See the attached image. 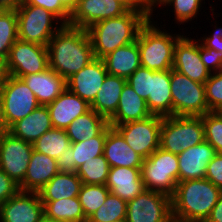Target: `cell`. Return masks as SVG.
Segmentation results:
<instances>
[{"mask_svg": "<svg viewBox=\"0 0 222 222\" xmlns=\"http://www.w3.org/2000/svg\"><path fill=\"white\" fill-rule=\"evenodd\" d=\"M108 125L105 117L90 109L75 119L65 131L71 143H76L98 136Z\"/></svg>", "mask_w": 222, "mask_h": 222, "instance_id": "f546056e", "label": "cell"}, {"mask_svg": "<svg viewBox=\"0 0 222 222\" xmlns=\"http://www.w3.org/2000/svg\"><path fill=\"white\" fill-rule=\"evenodd\" d=\"M22 79L43 106L52 103L67 89L66 80L50 67L41 73L23 76Z\"/></svg>", "mask_w": 222, "mask_h": 222, "instance_id": "603a6c76", "label": "cell"}, {"mask_svg": "<svg viewBox=\"0 0 222 222\" xmlns=\"http://www.w3.org/2000/svg\"><path fill=\"white\" fill-rule=\"evenodd\" d=\"M199 54L201 61L210 73L222 71V56L218 51L204 48L199 41Z\"/></svg>", "mask_w": 222, "mask_h": 222, "instance_id": "7bdbcfd3", "label": "cell"}, {"mask_svg": "<svg viewBox=\"0 0 222 222\" xmlns=\"http://www.w3.org/2000/svg\"><path fill=\"white\" fill-rule=\"evenodd\" d=\"M6 62L11 76L22 78L41 73L49 68L47 46L17 39L10 49Z\"/></svg>", "mask_w": 222, "mask_h": 222, "instance_id": "7c38bea8", "label": "cell"}, {"mask_svg": "<svg viewBox=\"0 0 222 222\" xmlns=\"http://www.w3.org/2000/svg\"><path fill=\"white\" fill-rule=\"evenodd\" d=\"M40 222H58V221L48 219V218H46V217L44 216V217L40 220Z\"/></svg>", "mask_w": 222, "mask_h": 222, "instance_id": "9f6ffc18", "label": "cell"}, {"mask_svg": "<svg viewBox=\"0 0 222 222\" xmlns=\"http://www.w3.org/2000/svg\"><path fill=\"white\" fill-rule=\"evenodd\" d=\"M1 132H5V118H4V111H3L2 96L0 93V133Z\"/></svg>", "mask_w": 222, "mask_h": 222, "instance_id": "f5cc1de1", "label": "cell"}, {"mask_svg": "<svg viewBox=\"0 0 222 222\" xmlns=\"http://www.w3.org/2000/svg\"><path fill=\"white\" fill-rule=\"evenodd\" d=\"M58 172L57 159L33 150L24 180L18 185L19 190L38 193Z\"/></svg>", "mask_w": 222, "mask_h": 222, "instance_id": "44dd1931", "label": "cell"}, {"mask_svg": "<svg viewBox=\"0 0 222 222\" xmlns=\"http://www.w3.org/2000/svg\"><path fill=\"white\" fill-rule=\"evenodd\" d=\"M147 103L127 83L123 87L115 114L108 120L111 127L151 116Z\"/></svg>", "mask_w": 222, "mask_h": 222, "instance_id": "cb8c5ba5", "label": "cell"}, {"mask_svg": "<svg viewBox=\"0 0 222 222\" xmlns=\"http://www.w3.org/2000/svg\"><path fill=\"white\" fill-rule=\"evenodd\" d=\"M171 70L153 71L150 95L146 100L152 115L172 116Z\"/></svg>", "mask_w": 222, "mask_h": 222, "instance_id": "d4e9b609", "label": "cell"}, {"mask_svg": "<svg viewBox=\"0 0 222 222\" xmlns=\"http://www.w3.org/2000/svg\"><path fill=\"white\" fill-rule=\"evenodd\" d=\"M103 155L112 167L141 168L143 158L137 154L124 140L123 136L110 125L107 126V136Z\"/></svg>", "mask_w": 222, "mask_h": 222, "instance_id": "ffe728a7", "label": "cell"}, {"mask_svg": "<svg viewBox=\"0 0 222 222\" xmlns=\"http://www.w3.org/2000/svg\"><path fill=\"white\" fill-rule=\"evenodd\" d=\"M203 0H163L159 6H172L174 9L175 21L180 25L192 21L199 15Z\"/></svg>", "mask_w": 222, "mask_h": 222, "instance_id": "f35d334b", "label": "cell"}, {"mask_svg": "<svg viewBox=\"0 0 222 222\" xmlns=\"http://www.w3.org/2000/svg\"><path fill=\"white\" fill-rule=\"evenodd\" d=\"M162 119V116L151 115L146 119L120 124L114 128L137 154L147 159L160 147Z\"/></svg>", "mask_w": 222, "mask_h": 222, "instance_id": "30bf717a", "label": "cell"}, {"mask_svg": "<svg viewBox=\"0 0 222 222\" xmlns=\"http://www.w3.org/2000/svg\"><path fill=\"white\" fill-rule=\"evenodd\" d=\"M205 178L222 190V154L217 153L208 163Z\"/></svg>", "mask_w": 222, "mask_h": 222, "instance_id": "ee69618b", "label": "cell"}, {"mask_svg": "<svg viewBox=\"0 0 222 222\" xmlns=\"http://www.w3.org/2000/svg\"><path fill=\"white\" fill-rule=\"evenodd\" d=\"M151 17L149 10H128L87 28L95 58L103 59L117 48L135 42L140 29Z\"/></svg>", "mask_w": 222, "mask_h": 222, "instance_id": "7a4b0ae2", "label": "cell"}, {"mask_svg": "<svg viewBox=\"0 0 222 222\" xmlns=\"http://www.w3.org/2000/svg\"><path fill=\"white\" fill-rule=\"evenodd\" d=\"M16 14L18 39L25 42L47 46L55 33L64 25L51 11L35 5L22 4L16 10Z\"/></svg>", "mask_w": 222, "mask_h": 222, "instance_id": "52a82bcc", "label": "cell"}, {"mask_svg": "<svg viewBox=\"0 0 222 222\" xmlns=\"http://www.w3.org/2000/svg\"><path fill=\"white\" fill-rule=\"evenodd\" d=\"M126 83L125 78L107 74L90 109L109 120L118 108L119 99Z\"/></svg>", "mask_w": 222, "mask_h": 222, "instance_id": "83f0119b", "label": "cell"}, {"mask_svg": "<svg viewBox=\"0 0 222 222\" xmlns=\"http://www.w3.org/2000/svg\"><path fill=\"white\" fill-rule=\"evenodd\" d=\"M204 140V125L201 116L172 115L163 117L160 131V148L164 151L178 155Z\"/></svg>", "mask_w": 222, "mask_h": 222, "instance_id": "5b68a950", "label": "cell"}, {"mask_svg": "<svg viewBox=\"0 0 222 222\" xmlns=\"http://www.w3.org/2000/svg\"><path fill=\"white\" fill-rule=\"evenodd\" d=\"M18 39L16 10H2L0 13V56L8 58L13 44Z\"/></svg>", "mask_w": 222, "mask_h": 222, "instance_id": "d590c367", "label": "cell"}, {"mask_svg": "<svg viewBox=\"0 0 222 222\" xmlns=\"http://www.w3.org/2000/svg\"><path fill=\"white\" fill-rule=\"evenodd\" d=\"M107 74L103 59L95 58L66 80L67 89L91 105Z\"/></svg>", "mask_w": 222, "mask_h": 222, "instance_id": "e0dca14e", "label": "cell"}, {"mask_svg": "<svg viewBox=\"0 0 222 222\" xmlns=\"http://www.w3.org/2000/svg\"><path fill=\"white\" fill-rule=\"evenodd\" d=\"M32 151V143L8 131L0 133V168L18 185L24 180Z\"/></svg>", "mask_w": 222, "mask_h": 222, "instance_id": "4fadbf2b", "label": "cell"}, {"mask_svg": "<svg viewBox=\"0 0 222 222\" xmlns=\"http://www.w3.org/2000/svg\"><path fill=\"white\" fill-rule=\"evenodd\" d=\"M33 144V150L58 159L69 147L71 141L64 129L51 128L41 135Z\"/></svg>", "mask_w": 222, "mask_h": 222, "instance_id": "1f68e13d", "label": "cell"}, {"mask_svg": "<svg viewBox=\"0 0 222 222\" xmlns=\"http://www.w3.org/2000/svg\"><path fill=\"white\" fill-rule=\"evenodd\" d=\"M49 67L65 80L95 59L88 33L64 24L47 45Z\"/></svg>", "mask_w": 222, "mask_h": 222, "instance_id": "6da1fadb", "label": "cell"}, {"mask_svg": "<svg viewBox=\"0 0 222 222\" xmlns=\"http://www.w3.org/2000/svg\"><path fill=\"white\" fill-rule=\"evenodd\" d=\"M110 165L102 154L90 158L77 168L76 174L83 184L105 185L108 179Z\"/></svg>", "mask_w": 222, "mask_h": 222, "instance_id": "d6a6232c", "label": "cell"}, {"mask_svg": "<svg viewBox=\"0 0 222 222\" xmlns=\"http://www.w3.org/2000/svg\"><path fill=\"white\" fill-rule=\"evenodd\" d=\"M23 4L35 5L51 11L63 24H68L71 10L61 0H24Z\"/></svg>", "mask_w": 222, "mask_h": 222, "instance_id": "b9f144b4", "label": "cell"}, {"mask_svg": "<svg viewBox=\"0 0 222 222\" xmlns=\"http://www.w3.org/2000/svg\"><path fill=\"white\" fill-rule=\"evenodd\" d=\"M205 222H222V193Z\"/></svg>", "mask_w": 222, "mask_h": 222, "instance_id": "c3c4849f", "label": "cell"}, {"mask_svg": "<svg viewBox=\"0 0 222 222\" xmlns=\"http://www.w3.org/2000/svg\"><path fill=\"white\" fill-rule=\"evenodd\" d=\"M172 115L203 116L210 112L205 85L171 69Z\"/></svg>", "mask_w": 222, "mask_h": 222, "instance_id": "ba28073f", "label": "cell"}, {"mask_svg": "<svg viewBox=\"0 0 222 222\" xmlns=\"http://www.w3.org/2000/svg\"><path fill=\"white\" fill-rule=\"evenodd\" d=\"M205 140L217 153L222 154V112H208L201 116Z\"/></svg>", "mask_w": 222, "mask_h": 222, "instance_id": "74e56055", "label": "cell"}, {"mask_svg": "<svg viewBox=\"0 0 222 222\" xmlns=\"http://www.w3.org/2000/svg\"><path fill=\"white\" fill-rule=\"evenodd\" d=\"M127 201L108 194L105 202L87 219V222H113L126 218Z\"/></svg>", "mask_w": 222, "mask_h": 222, "instance_id": "e575fe53", "label": "cell"}, {"mask_svg": "<svg viewBox=\"0 0 222 222\" xmlns=\"http://www.w3.org/2000/svg\"><path fill=\"white\" fill-rule=\"evenodd\" d=\"M70 10H72L76 5L78 0H61Z\"/></svg>", "mask_w": 222, "mask_h": 222, "instance_id": "11a10c76", "label": "cell"}, {"mask_svg": "<svg viewBox=\"0 0 222 222\" xmlns=\"http://www.w3.org/2000/svg\"><path fill=\"white\" fill-rule=\"evenodd\" d=\"M24 0H0V8L3 10H17Z\"/></svg>", "mask_w": 222, "mask_h": 222, "instance_id": "f907efd6", "label": "cell"}, {"mask_svg": "<svg viewBox=\"0 0 222 222\" xmlns=\"http://www.w3.org/2000/svg\"><path fill=\"white\" fill-rule=\"evenodd\" d=\"M54 128L66 129L75 119L90 110V105L78 95L64 90L47 105Z\"/></svg>", "mask_w": 222, "mask_h": 222, "instance_id": "d6986e66", "label": "cell"}, {"mask_svg": "<svg viewBox=\"0 0 222 222\" xmlns=\"http://www.w3.org/2000/svg\"><path fill=\"white\" fill-rule=\"evenodd\" d=\"M163 0H144L146 7L153 14L154 8L157 7ZM154 7V8H153Z\"/></svg>", "mask_w": 222, "mask_h": 222, "instance_id": "db71d44e", "label": "cell"}, {"mask_svg": "<svg viewBox=\"0 0 222 222\" xmlns=\"http://www.w3.org/2000/svg\"><path fill=\"white\" fill-rule=\"evenodd\" d=\"M5 118V131L40 106L35 94L22 78L9 75L0 86Z\"/></svg>", "mask_w": 222, "mask_h": 222, "instance_id": "9c48e42d", "label": "cell"}, {"mask_svg": "<svg viewBox=\"0 0 222 222\" xmlns=\"http://www.w3.org/2000/svg\"><path fill=\"white\" fill-rule=\"evenodd\" d=\"M216 154L206 140L178 154L179 182L205 178L207 165Z\"/></svg>", "mask_w": 222, "mask_h": 222, "instance_id": "ac0fdd59", "label": "cell"}, {"mask_svg": "<svg viewBox=\"0 0 222 222\" xmlns=\"http://www.w3.org/2000/svg\"><path fill=\"white\" fill-rule=\"evenodd\" d=\"M106 136L107 127L98 136L81 142L71 143L73 150L72 161L76 168L89 161L90 158L103 154Z\"/></svg>", "mask_w": 222, "mask_h": 222, "instance_id": "836d02e7", "label": "cell"}, {"mask_svg": "<svg viewBox=\"0 0 222 222\" xmlns=\"http://www.w3.org/2000/svg\"><path fill=\"white\" fill-rule=\"evenodd\" d=\"M113 222H127V220L124 218V219L113 221Z\"/></svg>", "mask_w": 222, "mask_h": 222, "instance_id": "6f0895ef", "label": "cell"}, {"mask_svg": "<svg viewBox=\"0 0 222 222\" xmlns=\"http://www.w3.org/2000/svg\"><path fill=\"white\" fill-rule=\"evenodd\" d=\"M19 191L18 184L0 168V205Z\"/></svg>", "mask_w": 222, "mask_h": 222, "instance_id": "f6af8a7d", "label": "cell"}, {"mask_svg": "<svg viewBox=\"0 0 222 222\" xmlns=\"http://www.w3.org/2000/svg\"><path fill=\"white\" fill-rule=\"evenodd\" d=\"M128 10L116 0H78L68 25L86 30L93 24L121 16Z\"/></svg>", "mask_w": 222, "mask_h": 222, "instance_id": "5bb4252c", "label": "cell"}, {"mask_svg": "<svg viewBox=\"0 0 222 222\" xmlns=\"http://www.w3.org/2000/svg\"><path fill=\"white\" fill-rule=\"evenodd\" d=\"M109 193L106 185H82L78 197L86 219L105 202Z\"/></svg>", "mask_w": 222, "mask_h": 222, "instance_id": "8d00e7d4", "label": "cell"}, {"mask_svg": "<svg viewBox=\"0 0 222 222\" xmlns=\"http://www.w3.org/2000/svg\"><path fill=\"white\" fill-rule=\"evenodd\" d=\"M52 127L47 106L40 105L25 118L14 123L9 129L14 137L33 143Z\"/></svg>", "mask_w": 222, "mask_h": 222, "instance_id": "484cf974", "label": "cell"}, {"mask_svg": "<svg viewBox=\"0 0 222 222\" xmlns=\"http://www.w3.org/2000/svg\"><path fill=\"white\" fill-rule=\"evenodd\" d=\"M105 185L112 194L127 202L146 190L141 179V168L112 167Z\"/></svg>", "mask_w": 222, "mask_h": 222, "instance_id": "7402d4cb", "label": "cell"}, {"mask_svg": "<svg viewBox=\"0 0 222 222\" xmlns=\"http://www.w3.org/2000/svg\"><path fill=\"white\" fill-rule=\"evenodd\" d=\"M214 33L197 39L204 48H212L218 51L222 56V28L215 25Z\"/></svg>", "mask_w": 222, "mask_h": 222, "instance_id": "bcb514c9", "label": "cell"}, {"mask_svg": "<svg viewBox=\"0 0 222 222\" xmlns=\"http://www.w3.org/2000/svg\"><path fill=\"white\" fill-rule=\"evenodd\" d=\"M198 42L199 40L182 35L175 46L172 69L204 84L211 73L201 61Z\"/></svg>", "mask_w": 222, "mask_h": 222, "instance_id": "2e32d148", "label": "cell"}, {"mask_svg": "<svg viewBox=\"0 0 222 222\" xmlns=\"http://www.w3.org/2000/svg\"><path fill=\"white\" fill-rule=\"evenodd\" d=\"M83 183L76 173L58 172L38 191L41 201L78 197Z\"/></svg>", "mask_w": 222, "mask_h": 222, "instance_id": "f1b7e54d", "label": "cell"}, {"mask_svg": "<svg viewBox=\"0 0 222 222\" xmlns=\"http://www.w3.org/2000/svg\"><path fill=\"white\" fill-rule=\"evenodd\" d=\"M141 179L146 190L172 197L179 182L177 154L164 151L160 147L156 149L147 159H143Z\"/></svg>", "mask_w": 222, "mask_h": 222, "instance_id": "8992f818", "label": "cell"}, {"mask_svg": "<svg viewBox=\"0 0 222 222\" xmlns=\"http://www.w3.org/2000/svg\"><path fill=\"white\" fill-rule=\"evenodd\" d=\"M152 70L140 66L127 78V84L145 101L150 95Z\"/></svg>", "mask_w": 222, "mask_h": 222, "instance_id": "60d3db41", "label": "cell"}, {"mask_svg": "<svg viewBox=\"0 0 222 222\" xmlns=\"http://www.w3.org/2000/svg\"><path fill=\"white\" fill-rule=\"evenodd\" d=\"M222 190L206 178L184 180L171 197L172 219L179 222H205Z\"/></svg>", "mask_w": 222, "mask_h": 222, "instance_id": "3957f363", "label": "cell"}, {"mask_svg": "<svg viewBox=\"0 0 222 222\" xmlns=\"http://www.w3.org/2000/svg\"><path fill=\"white\" fill-rule=\"evenodd\" d=\"M127 222H171V197L156 191L144 190L127 202Z\"/></svg>", "mask_w": 222, "mask_h": 222, "instance_id": "8fae6325", "label": "cell"}, {"mask_svg": "<svg viewBox=\"0 0 222 222\" xmlns=\"http://www.w3.org/2000/svg\"><path fill=\"white\" fill-rule=\"evenodd\" d=\"M204 85L210 112H222V71L211 73Z\"/></svg>", "mask_w": 222, "mask_h": 222, "instance_id": "ab89813d", "label": "cell"}, {"mask_svg": "<svg viewBox=\"0 0 222 222\" xmlns=\"http://www.w3.org/2000/svg\"><path fill=\"white\" fill-rule=\"evenodd\" d=\"M44 216L58 222H87L79 197L42 201Z\"/></svg>", "mask_w": 222, "mask_h": 222, "instance_id": "4dcf8cb0", "label": "cell"}, {"mask_svg": "<svg viewBox=\"0 0 222 222\" xmlns=\"http://www.w3.org/2000/svg\"><path fill=\"white\" fill-rule=\"evenodd\" d=\"M151 20L147 21L137 36L141 66L153 71L171 70L175 46L182 36L167 33L164 29L161 31L158 24Z\"/></svg>", "mask_w": 222, "mask_h": 222, "instance_id": "277c9868", "label": "cell"}, {"mask_svg": "<svg viewBox=\"0 0 222 222\" xmlns=\"http://www.w3.org/2000/svg\"><path fill=\"white\" fill-rule=\"evenodd\" d=\"M72 154V147H69L66 151L63 152V154L58 157L57 168L59 172L76 173L77 168L72 161Z\"/></svg>", "mask_w": 222, "mask_h": 222, "instance_id": "7dc6e473", "label": "cell"}, {"mask_svg": "<svg viewBox=\"0 0 222 222\" xmlns=\"http://www.w3.org/2000/svg\"><path fill=\"white\" fill-rule=\"evenodd\" d=\"M9 73L7 70V62L6 59L0 56V86L6 81Z\"/></svg>", "mask_w": 222, "mask_h": 222, "instance_id": "816d5d0a", "label": "cell"}, {"mask_svg": "<svg viewBox=\"0 0 222 222\" xmlns=\"http://www.w3.org/2000/svg\"><path fill=\"white\" fill-rule=\"evenodd\" d=\"M120 2L127 10H149L144 0H116Z\"/></svg>", "mask_w": 222, "mask_h": 222, "instance_id": "681fc988", "label": "cell"}, {"mask_svg": "<svg viewBox=\"0 0 222 222\" xmlns=\"http://www.w3.org/2000/svg\"><path fill=\"white\" fill-rule=\"evenodd\" d=\"M108 74L127 79L140 66V51L137 40L117 48L103 58Z\"/></svg>", "mask_w": 222, "mask_h": 222, "instance_id": "4316f807", "label": "cell"}, {"mask_svg": "<svg viewBox=\"0 0 222 222\" xmlns=\"http://www.w3.org/2000/svg\"><path fill=\"white\" fill-rule=\"evenodd\" d=\"M44 205L37 192L18 191L0 205V222H40Z\"/></svg>", "mask_w": 222, "mask_h": 222, "instance_id": "9a60e30c", "label": "cell"}]
</instances>
